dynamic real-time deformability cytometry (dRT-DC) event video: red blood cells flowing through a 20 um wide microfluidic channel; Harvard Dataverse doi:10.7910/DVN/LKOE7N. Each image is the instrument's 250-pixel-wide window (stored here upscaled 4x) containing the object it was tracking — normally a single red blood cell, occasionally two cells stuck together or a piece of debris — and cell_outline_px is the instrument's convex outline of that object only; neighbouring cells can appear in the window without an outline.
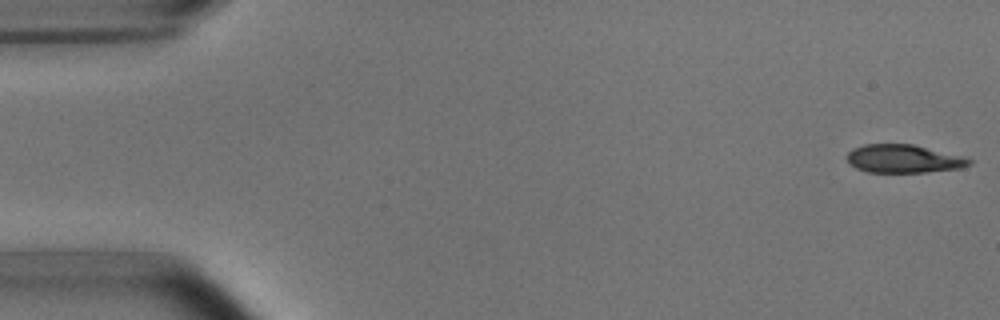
{"species": "common noctule bat (a hibernating species)", "species_latin": "Nyctalus noctula", "temperature_condition": "room temperature", "stored_images_in_passage": 4, "segment_of_instrument_passage": [2, 2], "camera_frame_rate_fps": 3000, "um_per_image_px": 0.085, "animal": {"sex": "male", "body_mass_g": 15.6}, "frame": {"image": 1, "passage_image": 4, "time_ms": 3.667, "image_size_px": [1000, 320], "cell_outline_px": [[972, 164], [960, 168], [928, 172], [868, 172], [856, 168], [848, 160], [848, 152], [852, 148], [864, 144], [912, 144], [964, 156], [972, 160]], "centroid_in_image_um": [76.83, 13.49], "position_along_channel_um": 8.2, "area_um2": 20.06}}